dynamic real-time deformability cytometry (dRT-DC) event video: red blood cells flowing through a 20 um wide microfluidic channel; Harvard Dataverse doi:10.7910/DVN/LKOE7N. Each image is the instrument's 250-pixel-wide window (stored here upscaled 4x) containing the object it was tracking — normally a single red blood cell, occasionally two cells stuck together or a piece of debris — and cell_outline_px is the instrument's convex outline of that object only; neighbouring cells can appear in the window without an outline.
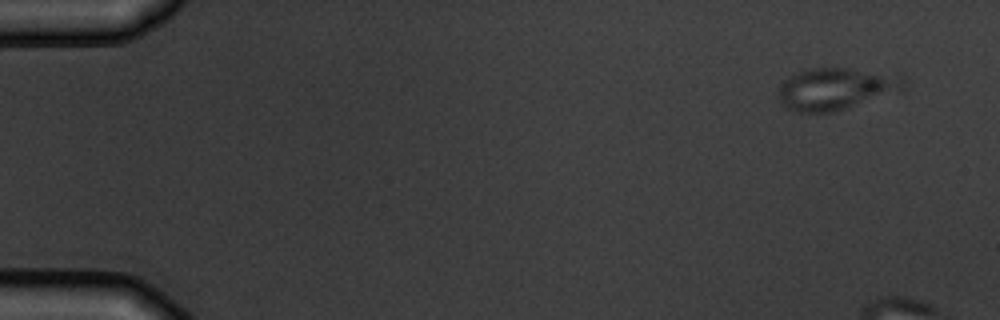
{"species": "common noctule bat (a hibernating species)", "species_latin": "Nyctalus noctula", "temperature_condition": "warm", "stored_images_in_passage": 4, "camera_frame_rate_fps": 3000, "um_per_image_px": 0.085, "animal": {"sex": "male", "body_mass_g": 19.5, "forearm_length_mm": 54.6}, "frame": {"image": 1, "passage_image": 1, "time_ms": 0.0, "image_size_px": [1000, 320], "cell_outline_px": [[908, 88], [904, 92], [832, 112], [800, 112], [788, 108], [776, 96], [776, 92], [780, 84], [788, 76], [796, 72], [812, 68], [848, 68], [900, 72], [904, 76], [908, 84]], "centroid_in_image_um": [71.21, 7.51], "position_along_channel_um": 13.8, "area_um2": 31.96}}